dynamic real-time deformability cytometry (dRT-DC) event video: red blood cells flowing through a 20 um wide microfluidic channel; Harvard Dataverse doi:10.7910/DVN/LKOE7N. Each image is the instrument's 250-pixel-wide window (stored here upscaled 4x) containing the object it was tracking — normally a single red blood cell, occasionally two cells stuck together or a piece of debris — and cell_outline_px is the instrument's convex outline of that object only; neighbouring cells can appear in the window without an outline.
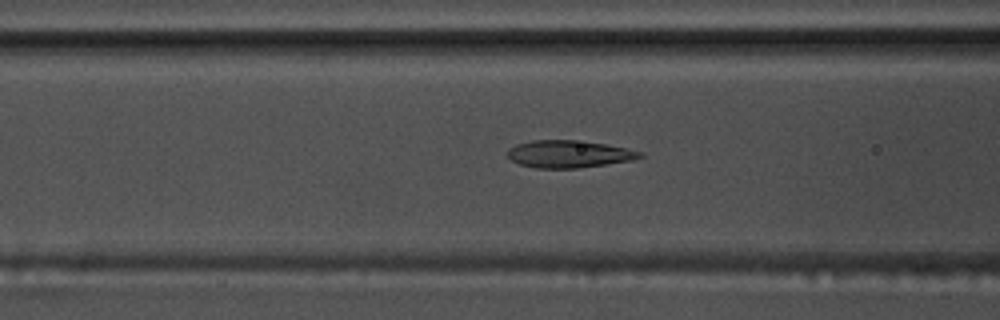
{"species": "common noctule bat (a hibernating species)", "species_latin": "Nyctalus noctula", "temperature_condition": "warm", "stored_images_in_passage": 39, "camera_frame_rate_fps": 3000, "um_per_image_px": 0.085, "animal": {"sex": "male", "body_mass_g": 17.5, "forearm_length_mm": 52.3}, "frame": {"image": 1, "passage_image": 13, "time_ms": 4.0, "image_size_px": [1000, 320], "cell_outline_px": [[644, 156], [632, 160], [576, 168], [536, 168], [520, 164], [512, 160], [508, 156], [508, 148], [516, 144], [532, 140], [572, 140], [604, 144], [644, 152]], "centroid_in_image_um": [48.33, 13.09], "position_along_channel_um": 118.3, "area_um2": 20.81}}
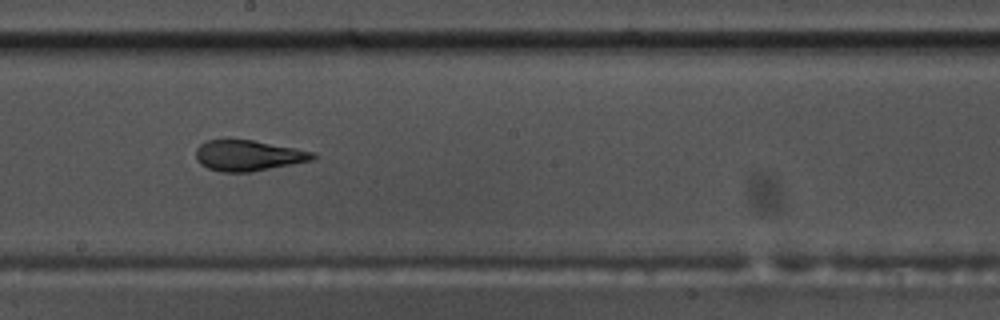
{"frame": {"image": 2, "passage_image": 22, "time_ms": 7.0, "image_size_px": [1000, 320], "cell_outline_px": [[320, 156], [312, 160], [252, 172], [220, 172], [208, 168], [200, 164], [196, 160], [196, 148], [200, 144], [208, 140], [228, 136], [252, 140], [296, 148], [312, 152]], "centroid_in_image_um": [21.05, 13.19], "position_along_channel_um": 227.2, "area_um2": 21.56}}
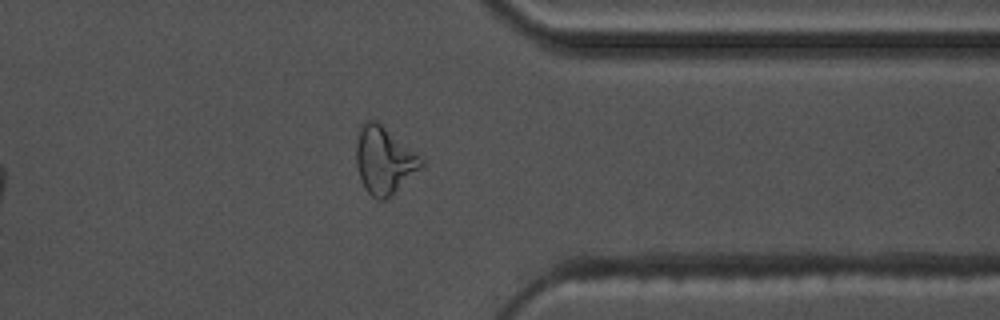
{"frame": {"image": 3, "passage_image": 35, "time_ms": 11.333, "image_size_px": [1000, 320], "cell_outline_px": [[424, 168], [384, 200], [376, 200], [364, 188], [360, 180], [356, 164], [356, 144], [360, 124], [364, 120], [376, 120], [424, 160]], "centroid_in_image_um": [32.63, 13.63], "position_along_channel_um": 378.8, "area_um2": 25.49}, "authors_computed_cell_mechanics": {"area_um2": 21.5594, "velocity_mm_per_s": 3.6444, "shape_relaxation_time_tau1_ms": null, "shape_relaxation_time_tau2_ms": 1.5875, "deformation_change_tau1": null, "deformation_change_tau2": 0.0846}}